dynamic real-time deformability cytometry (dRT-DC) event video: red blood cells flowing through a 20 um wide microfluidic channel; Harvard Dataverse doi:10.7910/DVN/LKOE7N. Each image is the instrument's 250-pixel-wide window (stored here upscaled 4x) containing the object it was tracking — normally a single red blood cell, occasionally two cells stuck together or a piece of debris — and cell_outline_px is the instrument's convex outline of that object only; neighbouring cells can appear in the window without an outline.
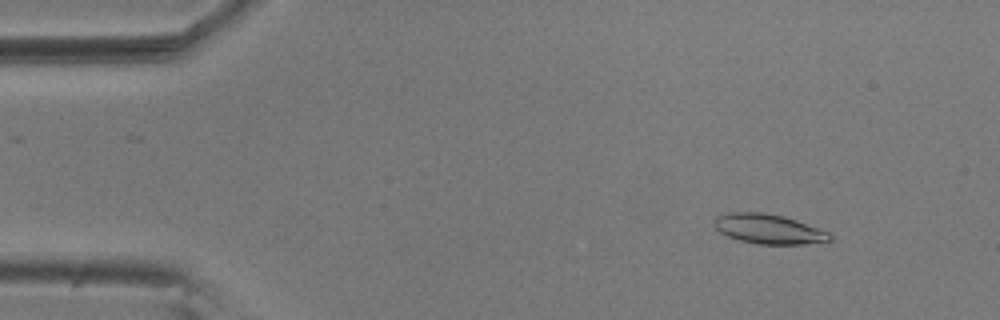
{"species": "common noctule bat (a hibernating species)", "species_latin": "Nyctalus noctula", "temperature_condition": "room temperature", "stored_images_in_passage": 56, "camera_frame_rate_fps": 3000, "um_per_image_px": 0.085, "animal": {"sex": "male", "body_mass_g": 20.5, "forearm_length_mm": 52.5}, "frame": {"image": 1, "passage_image": 7, "time_ms": 2.0, "image_size_px": [1000, 320], "cell_outline_px": [[832, 240], [804, 244], [760, 244], [740, 240], [728, 236], [720, 232], [712, 224], [712, 220], [716, 216], [728, 212], [764, 212], [784, 216], [796, 220], [828, 232], [832, 236]], "centroid_in_image_um": [65.28, 19.45], "position_along_channel_um": 19.7, "area_um2": 20.0}}
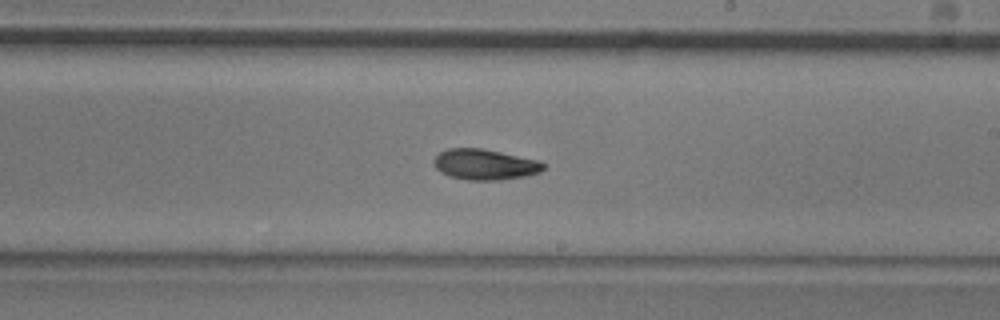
{"frame": {"image": 2, "passage_image": 33, "time_ms": 10.667, "image_size_px": [1000, 320], "cell_outline_px": [[544, 168], [540, 172], [524, 176], [500, 180], [468, 180], [452, 176], [440, 172], [436, 168], [432, 160], [440, 152], [448, 148], [484, 148], [540, 160], [544, 164]], "centroid_in_image_um": [41.22, 13.97], "position_along_channel_um": 247.8, "area_um2": 19.65}}
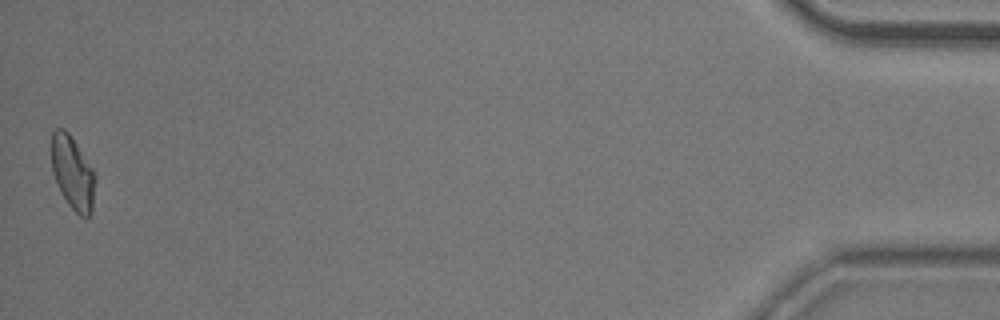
{"frame": {"image": 3, "passage_image": 56, "time_ms": 18.333, "image_size_px": [1000, 320], "cell_outline_px": [[96, 180], [92, 212], [84, 220], [68, 204], [52, 172], [52, 132], [56, 128], [64, 128], [68, 132], [96, 172]], "centroid_in_image_um": [6.22, 14.7], "position_along_channel_um": 429.0, "area_um2": 18.73}, "authors_computed_cell_mechanics": {"area_um2": 19.2185, "velocity_mm_per_s": 3.6027, "shape_relaxation_time_tau1_ms": 5.8617, "shape_relaxation_time_tau2_ms": 4.4191, "deformation_change_tau1": 0.1555, "deformation_change_tau2": 0.1056}}